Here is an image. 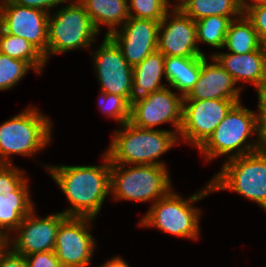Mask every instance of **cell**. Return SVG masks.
I'll use <instances>...</instances> for the list:
<instances>
[{
    "mask_svg": "<svg viewBox=\"0 0 266 267\" xmlns=\"http://www.w3.org/2000/svg\"><path fill=\"white\" fill-rule=\"evenodd\" d=\"M104 164L100 166H46L53 180L58 184L71 207L62 211L66 216L95 218L105 198L110 193L111 163L103 154Z\"/></svg>",
    "mask_w": 266,
    "mask_h": 267,
    "instance_id": "6da1fadb",
    "label": "cell"
},
{
    "mask_svg": "<svg viewBox=\"0 0 266 267\" xmlns=\"http://www.w3.org/2000/svg\"><path fill=\"white\" fill-rule=\"evenodd\" d=\"M115 133V134H114ZM107 150L110 163L123 165H159V157L178 142V133L168 130H151L137 127L130 122L115 131ZM159 160V161H158Z\"/></svg>",
    "mask_w": 266,
    "mask_h": 267,
    "instance_id": "7a4b0ae2",
    "label": "cell"
},
{
    "mask_svg": "<svg viewBox=\"0 0 266 267\" xmlns=\"http://www.w3.org/2000/svg\"><path fill=\"white\" fill-rule=\"evenodd\" d=\"M205 187L202 191L191 195L189 199H183L177 193L170 191L165 197L152 203L139 222V226L155 227L181 238L197 240L201 213L192 204L213 192L210 183Z\"/></svg>",
    "mask_w": 266,
    "mask_h": 267,
    "instance_id": "3957f363",
    "label": "cell"
},
{
    "mask_svg": "<svg viewBox=\"0 0 266 267\" xmlns=\"http://www.w3.org/2000/svg\"><path fill=\"white\" fill-rule=\"evenodd\" d=\"M51 128L50 119L35 107L0 124V164H12V154L35 155L50 143Z\"/></svg>",
    "mask_w": 266,
    "mask_h": 267,
    "instance_id": "277c9868",
    "label": "cell"
},
{
    "mask_svg": "<svg viewBox=\"0 0 266 267\" xmlns=\"http://www.w3.org/2000/svg\"><path fill=\"white\" fill-rule=\"evenodd\" d=\"M258 132L257 113L237 103L199 148L207 161L219 156L231 155L228 159L243 156L260 149L259 140L246 142L252 133ZM236 151V152H234Z\"/></svg>",
    "mask_w": 266,
    "mask_h": 267,
    "instance_id": "5b68a950",
    "label": "cell"
},
{
    "mask_svg": "<svg viewBox=\"0 0 266 267\" xmlns=\"http://www.w3.org/2000/svg\"><path fill=\"white\" fill-rule=\"evenodd\" d=\"M209 183L213 192H237L266 210V151L259 149L225 160L221 171Z\"/></svg>",
    "mask_w": 266,
    "mask_h": 267,
    "instance_id": "8992f818",
    "label": "cell"
},
{
    "mask_svg": "<svg viewBox=\"0 0 266 267\" xmlns=\"http://www.w3.org/2000/svg\"><path fill=\"white\" fill-rule=\"evenodd\" d=\"M111 163L110 193L113 200L154 201L171 190L170 174L165 166L129 165Z\"/></svg>",
    "mask_w": 266,
    "mask_h": 267,
    "instance_id": "52a82bcc",
    "label": "cell"
},
{
    "mask_svg": "<svg viewBox=\"0 0 266 267\" xmlns=\"http://www.w3.org/2000/svg\"><path fill=\"white\" fill-rule=\"evenodd\" d=\"M69 1L71 3L63 6L53 16L50 13L48 15V46L47 53L43 56L45 62L49 55L90 47L99 34L84 6L78 0Z\"/></svg>",
    "mask_w": 266,
    "mask_h": 267,
    "instance_id": "ba28073f",
    "label": "cell"
},
{
    "mask_svg": "<svg viewBox=\"0 0 266 267\" xmlns=\"http://www.w3.org/2000/svg\"><path fill=\"white\" fill-rule=\"evenodd\" d=\"M239 102L240 99L183 100L178 135L199 149Z\"/></svg>",
    "mask_w": 266,
    "mask_h": 267,
    "instance_id": "9c48e42d",
    "label": "cell"
},
{
    "mask_svg": "<svg viewBox=\"0 0 266 267\" xmlns=\"http://www.w3.org/2000/svg\"><path fill=\"white\" fill-rule=\"evenodd\" d=\"M179 96V97H178ZM184 97L164 87L131 102L129 122L137 127L155 130L162 123L174 125L179 133L182 124Z\"/></svg>",
    "mask_w": 266,
    "mask_h": 267,
    "instance_id": "30bf717a",
    "label": "cell"
},
{
    "mask_svg": "<svg viewBox=\"0 0 266 267\" xmlns=\"http://www.w3.org/2000/svg\"><path fill=\"white\" fill-rule=\"evenodd\" d=\"M13 164H0V231H14L33 209L28 179Z\"/></svg>",
    "mask_w": 266,
    "mask_h": 267,
    "instance_id": "8fae6325",
    "label": "cell"
},
{
    "mask_svg": "<svg viewBox=\"0 0 266 267\" xmlns=\"http://www.w3.org/2000/svg\"><path fill=\"white\" fill-rule=\"evenodd\" d=\"M93 219L67 216L60 223L54 253L62 267H89L96 247L89 231Z\"/></svg>",
    "mask_w": 266,
    "mask_h": 267,
    "instance_id": "7c38bea8",
    "label": "cell"
},
{
    "mask_svg": "<svg viewBox=\"0 0 266 267\" xmlns=\"http://www.w3.org/2000/svg\"><path fill=\"white\" fill-rule=\"evenodd\" d=\"M92 54L101 91L125 97L131 103L133 67L124 59L117 44L105 36L97 51Z\"/></svg>",
    "mask_w": 266,
    "mask_h": 267,
    "instance_id": "4fadbf2b",
    "label": "cell"
},
{
    "mask_svg": "<svg viewBox=\"0 0 266 267\" xmlns=\"http://www.w3.org/2000/svg\"><path fill=\"white\" fill-rule=\"evenodd\" d=\"M2 1L4 5L0 4L1 29L5 33L23 37L44 56L48 46L49 13L37 8L19 6L9 0Z\"/></svg>",
    "mask_w": 266,
    "mask_h": 267,
    "instance_id": "5bb4252c",
    "label": "cell"
},
{
    "mask_svg": "<svg viewBox=\"0 0 266 267\" xmlns=\"http://www.w3.org/2000/svg\"><path fill=\"white\" fill-rule=\"evenodd\" d=\"M170 11L160 21L157 50L165 57L205 55L197 46L195 21L185 15L178 7H173Z\"/></svg>",
    "mask_w": 266,
    "mask_h": 267,
    "instance_id": "9a60e30c",
    "label": "cell"
},
{
    "mask_svg": "<svg viewBox=\"0 0 266 267\" xmlns=\"http://www.w3.org/2000/svg\"><path fill=\"white\" fill-rule=\"evenodd\" d=\"M66 217L62 212H57L38 218L33 209L14 230L17 237L10 238V244L13 245H10V248L23 256L54 251L59 225Z\"/></svg>",
    "mask_w": 266,
    "mask_h": 267,
    "instance_id": "2e32d148",
    "label": "cell"
},
{
    "mask_svg": "<svg viewBox=\"0 0 266 267\" xmlns=\"http://www.w3.org/2000/svg\"><path fill=\"white\" fill-rule=\"evenodd\" d=\"M159 25L160 22L151 19L129 17L121 30L118 28L109 37L133 67L157 50Z\"/></svg>",
    "mask_w": 266,
    "mask_h": 267,
    "instance_id": "e0dca14e",
    "label": "cell"
},
{
    "mask_svg": "<svg viewBox=\"0 0 266 267\" xmlns=\"http://www.w3.org/2000/svg\"><path fill=\"white\" fill-rule=\"evenodd\" d=\"M213 63L208 64L206 55L201 56V72L198 81L184 100L239 99L241 87H236L232 76L210 56Z\"/></svg>",
    "mask_w": 266,
    "mask_h": 267,
    "instance_id": "ac0fdd59",
    "label": "cell"
},
{
    "mask_svg": "<svg viewBox=\"0 0 266 267\" xmlns=\"http://www.w3.org/2000/svg\"><path fill=\"white\" fill-rule=\"evenodd\" d=\"M232 76L237 84L240 81L255 85L257 92L266 88V47L247 54L215 53L211 55Z\"/></svg>",
    "mask_w": 266,
    "mask_h": 267,
    "instance_id": "d6986e66",
    "label": "cell"
},
{
    "mask_svg": "<svg viewBox=\"0 0 266 267\" xmlns=\"http://www.w3.org/2000/svg\"><path fill=\"white\" fill-rule=\"evenodd\" d=\"M165 56L156 50L133 66V99L151 94L164 87L161 78L165 76Z\"/></svg>",
    "mask_w": 266,
    "mask_h": 267,
    "instance_id": "ffe728a7",
    "label": "cell"
},
{
    "mask_svg": "<svg viewBox=\"0 0 266 267\" xmlns=\"http://www.w3.org/2000/svg\"><path fill=\"white\" fill-rule=\"evenodd\" d=\"M91 18L96 30L100 24L108 26L106 36L116 31L129 19L128 0H78ZM117 25V26H116Z\"/></svg>",
    "mask_w": 266,
    "mask_h": 267,
    "instance_id": "44dd1931",
    "label": "cell"
},
{
    "mask_svg": "<svg viewBox=\"0 0 266 267\" xmlns=\"http://www.w3.org/2000/svg\"><path fill=\"white\" fill-rule=\"evenodd\" d=\"M164 68L169 86L185 97L198 81L201 72V56L165 57Z\"/></svg>",
    "mask_w": 266,
    "mask_h": 267,
    "instance_id": "7402d4cb",
    "label": "cell"
},
{
    "mask_svg": "<svg viewBox=\"0 0 266 267\" xmlns=\"http://www.w3.org/2000/svg\"><path fill=\"white\" fill-rule=\"evenodd\" d=\"M178 8L192 20L218 15L228 17L231 21L243 15L238 0H184ZM237 18H232V16Z\"/></svg>",
    "mask_w": 266,
    "mask_h": 267,
    "instance_id": "603a6c76",
    "label": "cell"
},
{
    "mask_svg": "<svg viewBox=\"0 0 266 267\" xmlns=\"http://www.w3.org/2000/svg\"><path fill=\"white\" fill-rule=\"evenodd\" d=\"M261 46L257 31L244 14L230 22L223 48L236 54H247Z\"/></svg>",
    "mask_w": 266,
    "mask_h": 267,
    "instance_id": "cb8c5ba5",
    "label": "cell"
},
{
    "mask_svg": "<svg viewBox=\"0 0 266 267\" xmlns=\"http://www.w3.org/2000/svg\"><path fill=\"white\" fill-rule=\"evenodd\" d=\"M0 53L27 62L37 74L46 64L43 55L26 39L0 29Z\"/></svg>",
    "mask_w": 266,
    "mask_h": 267,
    "instance_id": "d4e9b609",
    "label": "cell"
},
{
    "mask_svg": "<svg viewBox=\"0 0 266 267\" xmlns=\"http://www.w3.org/2000/svg\"><path fill=\"white\" fill-rule=\"evenodd\" d=\"M231 20L228 17L212 15L195 21L197 43H207L223 49Z\"/></svg>",
    "mask_w": 266,
    "mask_h": 267,
    "instance_id": "484cf974",
    "label": "cell"
},
{
    "mask_svg": "<svg viewBox=\"0 0 266 267\" xmlns=\"http://www.w3.org/2000/svg\"><path fill=\"white\" fill-rule=\"evenodd\" d=\"M29 69L33 70L27 62L0 53V90L4 91L17 85Z\"/></svg>",
    "mask_w": 266,
    "mask_h": 267,
    "instance_id": "4316f807",
    "label": "cell"
},
{
    "mask_svg": "<svg viewBox=\"0 0 266 267\" xmlns=\"http://www.w3.org/2000/svg\"><path fill=\"white\" fill-rule=\"evenodd\" d=\"M129 17L160 22L170 10L169 0H129ZM134 12V13H132Z\"/></svg>",
    "mask_w": 266,
    "mask_h": 267,
    "instance_id": "83f0119b",
    "label": "cell"
},
{
    "mask_svg": "<svg viewBox=\"0 0 266 267\" xmlns=\"http://www.w3.org/2000/svg\"><path fill=\"white\" fill-rule=\"evenodd\" d=\"M100 94L99 106L105 115L114 117L120 125L129 122L131 103L125 97L102 91Z\"/></svg>",
    "mask_w": 266,
    "mask_h": 267,
    "instance_id": "f1b7e54d",
    "label": "cell"
},
{
    "mask_svg": "<svg viewBox=\"0 0 266 267\" xmlns=\"http://www.w3.org/2000/svg\"><path fill=\"white\" fill-rule=\"evenodd\" d=\"M257 31L263 47H266V3L250 7L243 13Z\"/></svg>",
    "mask_w": 266,
    "mask_h": 267,
    "instance_id": "f546056e",
    "label": "cell"
},
{
    "mask_svg": "<svg viewBox=\"0 0 266 267\" xmlns=\"http://www.w3.org/2000/svg\"><path fill=\"white\" fill-rule=\"evenodd\" d=\"M258 114H257V124H258V135L260 150L266 151V88L258 93Z\"/></svg>",
    "mask_w": 266,
    "mask_h": 267,
    "instance_id": "4dcf8cb0",
    "label": "cell"
},
{
    "mask_svg": "<svg viewBox=\"0 0 266 267\" xmlns=\"http://www.w3.org/2000/svg\"><path fill=\"white\" fill-rule=\"evenodd\" d=\"M27 267H62L54 251H45L24 256Z\"/></svg>",
    "mask_w": 266,
    "mask_h": 267,
    "instance_id": "1f68e13d",
    "label": "cell"
},
{
    "mask_svg": "<svg viewBox=\"0 0 266 267\" xmlns=\"http://www.w3.org/2000/svg\"><path fill=\"white\" fill-rule=\"evenodd\" d=\"M11 3L24 6V7H31L43 10L47 13L49 12V8L52 9L58 4H63L64 2H69V0H9Z\"/></svg>",
    "mask_w": 266,
    "mask_h": 267,
    "instance_id": "d6a6232c",
    "label": "cell"
},
{
    "mask_svg": "<svg viewBox=\"0 0 266 267\" xmlns=\"http://www.w3.org/2000/svg\"><path fill=\"white\" fill-rule=\"evenodd\" d=\"M0 267H27V262L23 255L9 248L0 260Z\"/></svg>",
    "mask_w": 266,
    "mask_h": 267,
    "instance_id": "836d02e7",
    "label": "cell"
},
{
    "mask_svg": "<svg viewBox=\"0 0 266 267\" xmlns=\"http://www.w3.org/2000/svg\"><path fill=\"white\" fill-rule=\"evenodd\" d=\"M10 235L8 233H4L0 231V260L2 256L8 251L10 248Z\"/></svg>",
    "mask_w": 266,
    "mask_h": 267,
    "instance_id": "e575fe53",
    "label": "cell"
},
{
    "mask_svg": "<svg viewBox=\"0 0 266 267\" xmlns=\"http://www.w3.org/2000/svg\"><path fill=\"white\" fill-rule=\"evenodd\" d=\"M100 267H129L127 262L123 260L121 257H115L111 258L104 264H102Z\"/></svg>",
    "mask_w": 266,
    "mask_h": 267,
    "instance_id": "d590c367",
    "label": "cell"
},
{
    "mask_svg": "<svg viewBox=\"0 0 266 267\" xmlns=\"http://www.w3.org/2000/svg\"><path fill=\"white\" fill-rule=\"evenodd\" d=\"M238 1H239V7L243 13L252 6L266 3V0H251L252 3L248 2L247 0H238Z\"/></svg>",
    "mask_w": 266,
    "mask_h": 267,
    "instance_id": "8d00e7d4",
    "label": "cell"
},
{
    "mask_svg": "<svg viewBox=\"0 0 266 267\" xmlns=\"http://www.w3.org/2000/svg\"><path fill=\"white\" fill-rule=\"evenodd\" d=\"M174 1H178L177 5H173L174 7H178L184 0H174ZM180 1V2H179Z\"/></svg>",
    "mask_w": 266,
    "mask_h": 267,
    "instance_id": "74e56055",
    "label": "cell"
}]
</instances>
